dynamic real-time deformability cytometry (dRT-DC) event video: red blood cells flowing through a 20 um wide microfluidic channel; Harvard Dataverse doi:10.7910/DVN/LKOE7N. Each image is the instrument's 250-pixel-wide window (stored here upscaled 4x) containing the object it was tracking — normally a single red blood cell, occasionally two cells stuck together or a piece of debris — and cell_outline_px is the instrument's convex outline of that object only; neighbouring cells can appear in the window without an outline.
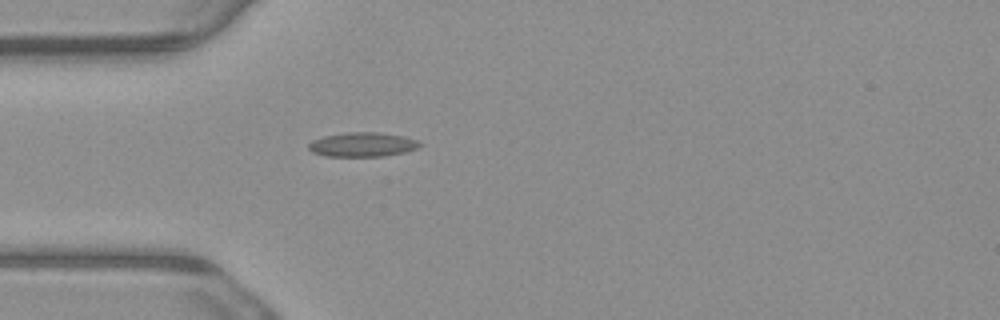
{"species": "common noctule bat (a hibernating species)", "species_latin": "Nyctalus noctula", "temperature_condition": "warm", "stored_images_in_passage": 1, "camera_frame_rate_fps": 3000, "um_per_image_px": 0.085, "animal": {"sex": "male", "body_mass_g": 23.1, "forearm_length_mm": 52.7}, "frame": {"image": 1, "passage_image": 1, "time_ms": 0.0, "image_size_px": [1000, 320], "cell_outline_px": [[420, 144], [416, 148], [404, 152], [384, 156], [324, 156], [312, 152], [308, 148], [308, 144], [312, 140], [324, 136], [344, 132], [380, 132], [404, 136], [416, 140]], "centroid_in_image_um": [30.76, 12.28], "position_along_channel_um": 54.2, "area_um2": 15.72}}